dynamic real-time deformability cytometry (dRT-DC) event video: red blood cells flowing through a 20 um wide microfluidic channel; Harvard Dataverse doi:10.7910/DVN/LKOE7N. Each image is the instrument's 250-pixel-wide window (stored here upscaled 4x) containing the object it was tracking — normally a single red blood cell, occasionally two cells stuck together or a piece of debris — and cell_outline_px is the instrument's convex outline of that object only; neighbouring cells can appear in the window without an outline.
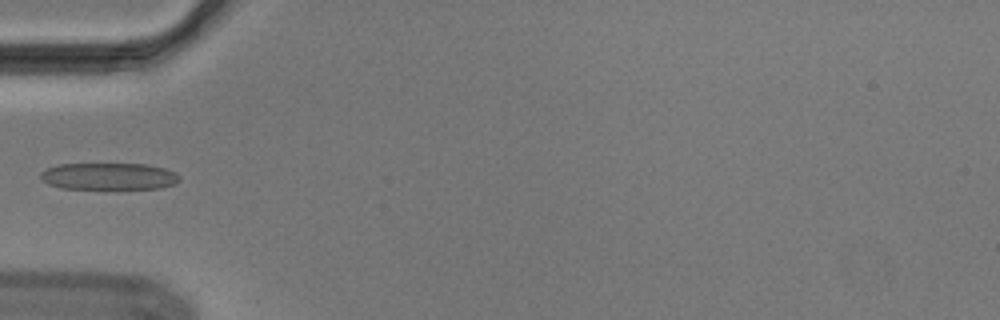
{"species": "Egyptian fruit bat (a non-hibernating species)", "species_latin": "Rousettus aegyptiacus", "temperature_condition": "cold", "stored_images_in_passage": 37, "camera_frame_rate_fps": 3000, "um_per_image_px": 0.085, "animal": {"sex": "male"}, "frame": {"image": 1, "passage_image": 1, "time_ms": 0.0, "image_size_px": [1000, 320], "cell_outline_px": [[180, 180], [176, 184], [160, 188], [60, 188], [48, 184], [40, 176], [40, 172], [48, 168], [60, 164], [148, 164], [164, 168], [176, 172], [180, 176]], "centroid_in_image_um": [9.29, 14.98], "position_along_channel_um": 75.7, "area_um2": 21.68}}
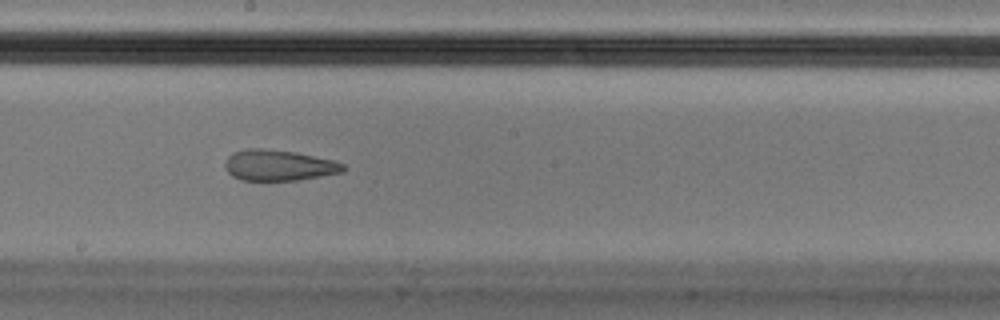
{"frame": {"image": 2, "passage_image": 13, "time_ms": 4.0, "image_size_px": [1000, 320], "cell_outline_px": [[348, 168], [344, 172], [296, 180], [240, 180], [232, 176], [228, 172], [224, 164], [228, 156], [232, 152], [244, 148], [264, 148], [296, 152], [336, 160], [344, 164]], "centroid_in_image_um": [23.71, 14.03], "position_along_channel_um": 224.5, "area_um2": 21.56}}
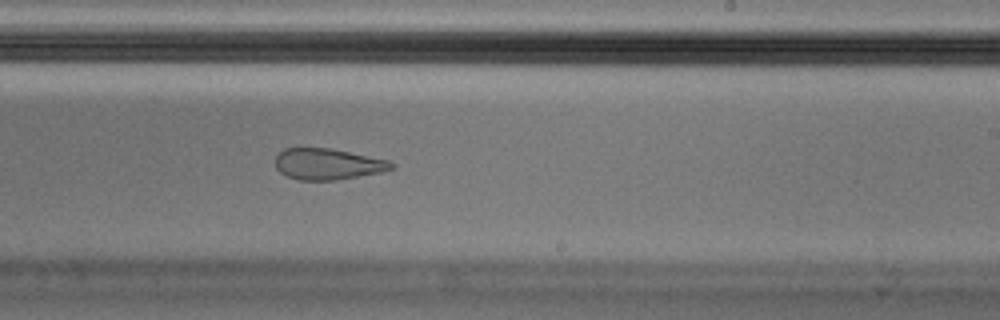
{"frame": {"image": 3, "passage_image": 16, "time_ms": 5.0, "image_size_px": [1000, 320], "cell_outline_px": [[396, 164], [392, 168], [384, 172], [336, 180], [300, 180], [288, 176], [280, 172], [276, 168], [276, 156], [284, 148], [332, 148], [388, 160]], "centroid_in_image_um": [27.88, 13.94], "position_along_channel_um": 261.1, "area_um2": 21.1}}